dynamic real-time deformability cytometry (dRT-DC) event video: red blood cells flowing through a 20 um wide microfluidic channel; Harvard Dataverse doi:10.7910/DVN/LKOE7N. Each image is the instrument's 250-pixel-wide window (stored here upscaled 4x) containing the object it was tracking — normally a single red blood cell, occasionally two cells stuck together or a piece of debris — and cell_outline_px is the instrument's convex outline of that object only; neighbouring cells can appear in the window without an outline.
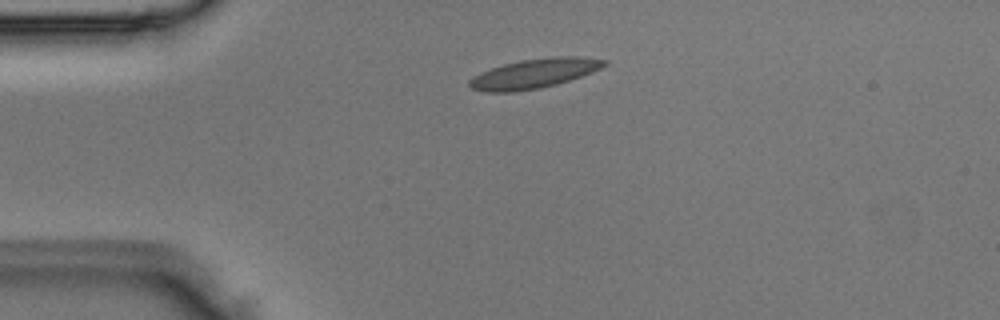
{"species": "Egyptian fruit bat (a non-hibernating species)", "species_latin": "Rousettus aegyptiacus", "temperature_condition": "room temperature", "stored_images_in_passage": 3, "camera_frame_rate_fps": 3000, "um_per_image_px": 0.085, "animal": {"sex": "male"}, "frame": {"image": 1, "passage_image": 1, "time_ms": 0.0, "image_size_px": [1000, 320], "cell_outline_px": [[608, 64], [592, 72], [556, 84], [540, 88], [512, 92], [484, 92], [472, 88], [468, 84], [468, 80], [472, 76], [480, 72], [504, 64], [520, 60], [552, 56], [580, 56], [608, 60]], "centroid_in_image_um": [45.39, 6.24], "position_along_channel_um": 39.6, "area_um2": 23.24}}
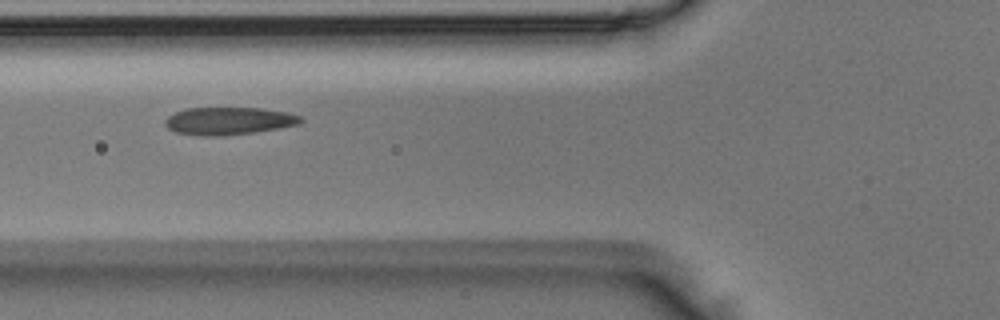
{"frame": {"image": 2, "passage_image": 3, "time_ms": 0.667, "image_size_px": [1000, 320], "cell_outline_px": [[304, 120], [300, 124], [256, 132], [220, 136], [208, 136], [176, 132], [168, 128], [164, 124], [164, 120], [168, 116], [184, 108], [264, 108], [288, 112], [300, 116]], "centroid_in_image_um": [19.46, 10.27], "position_along_channel_um": 106.3, "area_um2": 21.85}}